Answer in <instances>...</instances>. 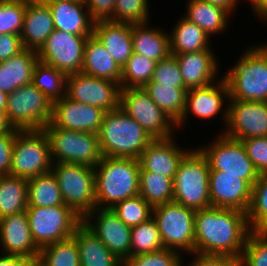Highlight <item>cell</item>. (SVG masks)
<instances>
[{
  "instance_id": "cell-43",
  "label": "cell",
  "mask_w": 267,
  "mask_h": 266,
  "mask_svg": "<svg viewBox=\"0 0 267 266\" xmlns=\"http://www.w3.org/2000/svg\"><path fill=\"white\" fill-rule=\"evenodd\" d=\"M150 2V0H116L113 16L109 20L130 24L150 21L152 17Z\"/></svg>"
},
{
  "instance_id": "cell-47",
  "label": "cell",
  "mask_w": 267,
  "mask_h": 266,
  "mask_svg": "<svg viewBox=\"0 0 267 266\" xmlns=\"http://www.w3.org/2000/svg\"><path fill=\"white\" fill-rule=\"evenodd\" d=\"M150 81L176 88H186L177 60L171 54L156 63Z\"/></svg>"
},
{
  "instance_id": "cell-45",
  "label": "cell",
  "mask_w": 267,
  "mask_h": 266,
  "mask_svg": "<svg viewBox=\"0 0 267 266\" xmlns=\"http://www.w3.org/2000/svg\"><path fill=\"white\" fill-rule=\"evenodd\" d=\"M238 266H267V234L264 231L249 234Z\"/></svg>"
},
{
  "instance_id": "cell-33",
  "label": "cell",
  "mask_w": 267,
  "mask_h": 266,
  "mask_svg": "<svg viewBox=\"0 0 267 266\" xmlns=\"http://www.w3.org/2000/svg\"><path fill=\"white\" fill-rule=\"evenodd\" d=\"M28 206V180L11 175L0 176V219Z\"/></svg>"
},
{
  "instance_id": "cell-58",
  "label": "cell",
  "mask_w": 267,
  "mask_h": 266,
  "mask_svg": "<svg viewBox=\"0 0 267 266\" xmlns=\"http://www.w3.org/2000/svg\"><path fill=\"white\" fill-rule=\"evenodd\" d=\"M23 266H44L39 257L35 259H29Z\"/></svg>"
},
{
  "instance_id": "cell-10",
  "label": "cell",
  "mask_w": 267,
  "mask_h": 266,
  "mask_svg": "<svg viewBox=\"0 0 267 266\" xmlns=\"http://www.w3.org/2000/svg\"><path fill=\"white\" fill-rule=\"evenodd\" d=\"M29 228L36 246L42 247L71 238L82 218L70 207L27 206Z\"/></svg>"
},
{
  "instance_id": "cell-21",
  "label": "cell",
  "mask_w": 267,
  "mask_h": 266,
  "mask_svg": "<svg viewBox=\"0 0 267 266\" xmlns=\"http://www.w3.org/2000/svg\"><path fill=\"white\" fill-rule=\"evenodd\" d=\"M176 138L153 139L138 158L140 171H151L174 180L180 161L191 150L181 147Z\"/></svg>"
},
{
  "instance_id": "cell-44",
  "label": "cell",
  "mask_w": 267,
  "mask_h": 266,
  "mask_svg": "<svg viewBox=\"0 0 267 266\" xmlns=\"http://www.w3.org/2000/svg\"><path fill=\"white\" fill-rule=\"evenodd\" d=\"M27 2L0 0V34L20 35Z\"/></svg>"
},
{
  "instance_id": "cell-26",
  "label": "cell",
  "mask_w": 267,
  "mask_h": 266,
  "mask_svg": "<svg viewBox=\"0 0 267 266\" xmlns=\"http://www.w3.org/2000/svg\"><path fill=\"white\" fill-rule=\"evenodd\" d=\"M54 30L53 16L48 4L41 1L27 2L20 33L24 49L38 52Z\"/></svg>"
},
{
  "instance_id": "cell-57",
  "label": "cell",
  "mask_w": 267,
  "mask_h": 266,
  "mask_svg": "<svg viewBox=\"0 0 267 266\" xmlns=\"http://www.w3.org/2000/svg\"><path fill=\"white\" fill-rule=\"evenodd\" d=\"M7 96H8L7 93L0 91V110L5 111L7 106Z\"/></svg>"
},
{
  "instance_id": "cell-51",
  "label": "cell",
  "mask_w": 267,
  "mask_h": 266,
  "mask_svg": "<svg viewBox=\"0 0 267 266\" xmlns=\"http://www.w3.org/2000/svg\"><path fill=\"white\" fill-rule=\"evenodd\" d=\"M24 50L20 35L0 34V62L10 59Z\"/></svg>"
},
{
  "instance_id": "cell-34",
  "label": "cell",
  "mask_w": 267,
  "mask_h": 266,
  "mask_svg": "<svg viewBox=\"0 0 267 266\" xmlns=\"http://www.w3.org/2000/svg\"><path fill=\"white\" fill-rule=\"evenodd\" d=\"M153 102L177 122L184 111L187 88H176L150 81L144 86Z\"/></svg>"
},
{
  "instance_id": "cell-61",
  "label": "cell",
  "mask_w": 267,
  "mask_h": 266,
  "mask_svg": "<svg viewBox=\"0 0 267 266\" xmlns=\"http://www.w3.org/2000/svg\"><path fill=\"white\" fill-rule=\"evenodd\" d=\"M239 1V3L241 2V4L243 3V1L242 0H238ZM246 1V0H245ZM252 0H248V2L247 3H250Z\"/></svg>"
},
{
  "instance_id": "cell-49",
  "label": "cell",
  "mask_w": 267,
  "mask_h": 266,
  "mask_svg": "<svg viewBox=\"0 0 267 266\" xmlns=\"http://www.w3.org/2000/svg\"><path fill=\"white\" fill-rule=\"evenodd\" d=\"M19 131L11 128L8 132L0 134V176L11 175L13 147Z\"/></svg>"
},
{
  "instance_id": "cell-31",
  "label": "cell",
  "mask_w": 267,
  "mask_h": 266,
  "mask_svg": "<svg viewBox=\"0 0 267 266\" xmlns=\"http://www.w3.org/2000/svg\"><path fill=\"white\" fill-rule=\"evenodd\" d=\"M81 72L120 85L121 68L94 35L86 39Z\"/></svg>"
},
{
  "instance_id": "cell-15",
  "label": "cell",
  "mask_w": 267,
  "mask_h": 266,
  "mask_svg": "<svg viewBox=\"0 0 267 266\" xmlns=\"http://www.w3.org/2000/svg\"><path fill=\"white\" fill-rule=\"evenodd\" d=\"M87 37L89 36L74 35L55 29L37 52L38 58L66 76L81 72Z\"/></svg>"
},
{
  "instance_id": "cell-23",
  "label": "cell",
  "mask_w": 267,
  "mask_h": 266,
  "mask_svg": "<svg viewBox=\"0 0 267 266\" xmlns=\"http://www.w3.org/2000/svg\"><path fill=\"white\" fill-rule=\"evenodd\" d=\"M215 53L200 50L174 55L187 89L204 87L220 79V57Z\"/></svg>"
},
{
  "instance_id": "cell-55",
  "label": "cell",
  "mask_w": 267,
  "mask_h": 266,
  "mask_svg": "<svg viewBox=\"0 0 267 266\" xmlns=\"http://www.w3.org/2000/svg\"><path fill=\"white\" fill-rule=\"evenodd\" d=\"M209 2L212 5H216L222 7L223 9L227 10L231 15L234 13L235 10L238 9L237 5H239L238 0H204Z\"/></svg>"
},
{
  "instance_id": "cell-5",
  "label": "cell",
  "mask_w": 267,
  "mask_h": 266,
  "mask_svg": "<svg viewBox=\"0 0 267 266\" xmlns=\"http://www.w3.org/2000/svg\"><path fill=\"white\" fill-rule=\"evenodd\" d=\"M209 175L206 157L197 147H192L178 165L173 180V201L194 210L209 208Z\"/></svg>"
},
{
  "instance_id": "cell-37",
  "label": "cell",
  "mask_w": 267,
  "mask_h": 266,
  "mask_svg": "<svg viewBox=\"0 0 267 266\" xmlns=\"http://www.w3.org/2000/svg\"><path fill=\"white\" fill-rule=\"evenodd\" d=\"M66 77L57 68L38 60L33 70L32 84L54 102L65 96Z\"/></svg>"
},
{
  "instance_id": "cell-1",
  "label": "cell",
  "mask_w": 267,
  "mask_h": 266,
  "mask_svg": "<svg viewBox=\"0 0 267 266\" xmlns=\"http://www.w3.org/2000/svg\"><path fill=\"white\" fill-rule=\"evenodd\" d=\"M195 253L227 255L239 260L252 232L247 213L229 208L196 210Z\"/></svg>"
},
{
  "instance_id": "cell-30",
  "label": "cell",
  "mask_w": 267,
  "mask_h": 266,
  "mask_svg": "<svg viewBox=\"0 0 267 266\" xmlns=\"http://www.w3.org/2000/svg\"><path fill=\"white\" fill-rule=\"evenodd\" d=\"M150 23L132 24L133 52L158 62L170 55L169 33Z\"/></svg>"
},
{
  "instance_id": "cell-2",
  "label": "cell",
  "mask_w": 267,
  "mask_h": 266,
  "mask_svg": "<svg viewBox=\"0 0 267 266\" xmlns=\"http://www.w3.org/2000/svg\"><path fill=\"white\" fill-rule=\"evenodd\" d=\"M94 171L96 208H113L117 203L139 195L138 159L103 156Z\"/></svg>"
},
{
  "instance_id": "cell-52",
  "label": "cell",
  "mask_w": 267,
  "mask_h": 266,
  "mask_svg": "<svg viewBox=\"0 0 267 266\" xmlns=\"http://www.w3.org/2000/svg\"><path fill=\"white\" fill-rule=\"evenodd\" d=\"M116 0H85L94 21L109 20L113 16Z\"/></svg>"
},
{
  "instance_id": "cell-22",
  "label": "cell",
  "mask_w": 267,
  "mask_h": 266,
  "mask_svg": "<svg viewBox=\"0 0 267 266\" xmlns=\"http://www.w3.org/2000/svg\"><path fill=\"white\" fill-rule=\"evenodd\" d=\"M40 249L34 243L27 217L22 211L0 219V253L35 259Z\"/></svg>"
},
{
  "instance_id": "cell-56",
  "label": "cell",
  "mask_w": 267,
  "mask_h": 266,
  "mask_svg": "<svg viewBox=\"0 0 267 266\" xmlns=\"http://www.w3.org/2000/svg\"><path fill=\"white\" fill-rule=\"evenodd\" d=\"M12 127L9 125L6 116L5 111L0 110V134H4L8 132Z\"/></svg>"
},
{
  "instance_id": "cell-38",
  "label": "cell",
  "mask_w": 267,
  "mask_h": 266,
  "mask_svg": "<svg viewBox=\"0 0 267 266\" xmlns=\"http://www.w3.org/2000/svg\"><path fill=\"white\" fill-rule=\"evenodd\" d=\"M156 61L133 52L121 69L120 88L144 87L150 82Z\"/></svg>"
},
{
  "instance_id": "cell-48",
  "label": "cell",
  "mask_w": 267,
  "mask_h": 266,
  "mask_svg": "<svg viewBox=\"0 0 267 266\" xmlns=\"http://www.w3.org/2000/svg\"><path fill=\"white\" fill-rule=\"evenodd\" d=\"M247 156L259 174L267 172V137H252L241 140Z\"/></svg>"
},
{
  "instance_id": "cell-18",
  "label": "cell",
  "mask_w": 267,
  "mask_h": 266,
  "mask_svg": "<svg viewBox=\"0 0 267 266\" xmlns=\"http://www.w3.org/2000/svg\"><path fill=\"white\" fill-rule=\"evenodd\" d=\"M82 222L123 262L129 258L131 227L124 224L111 208H95Z\"/></svg>"
},
{
  "instance_id": "cell-35",
  "label": "cell",
  "mask_w": 267,
  "mask_h": 266,
  "mask_svg": "<svg viewBox=\"0 0 267 266\" xmlns=\"http://www.w3.org/2000/svg\"><path fill=\"white\" fill-rule=\"evenodd\" d=\"M65 205L53 172L28 179V206L51 207Z\"/></svg>"
},
{
  "instance_id": "cell-53",
  "label": "cell",
  "mask_w": 267,
  "mask_h": 266,
  "mask_svg": "<svg viewBox=\"0 0 267 266\" xmlns=\"http://www.w3.org/2000/svg\"><path fill=\"white\" fill-rule=\"evenodd\" d=\"M249 6H251L250 10L253 12V15L255 14L256 20V16L261 20V23L267 20V0H252Z\"/></svg>"
},
{
  "instance_id": "cell-14",
  "label": "cell",
  "mask_w": 267,
  "mask_h": 266,
  "mask_svg": "<svg viewBox=\"0 0 267 266\" xmlns=\"http://www.w3.org/2000/svg\"><path fill=\"white\" fill-rule=\"evenodd\" d=\"M210 142H206V145H198V149L209 163L210 171L240 175L241 179L247 180L253 186L258 180L259 173L247 156L241 141L228 138L220 133Z\"/></svg>"
},
{
  "instance_id": "cell-59",
  "label": "cell",
  "mask_w": 267,
  "mask_h": 266,
  "mask_svg": "<svg viewBox=\"0 0 267 266\" xmlns=\"http://www.w3.org/2000/svg\"><path fill=\"white\" fill-rule=\"evenodd\" d=\"M21 1L34 2V1H41V0H21Z\"/></svg>"
},
{
  "instance_id": "cell-17",
  "label": "cell",
  "mask_w": 267,
  "mask_h": 266,
  "mask_svg": "<svg viewBox=\"0 0 267 266\" xmlns=\"http://www.w3.org/2000/svg\"><path fill=\"white\" fill-rule=\"evenodd\" d=\"M219 133L237 141L267 137V102L229 100L227 124Z\"/></svg>"
},
{
  "instance_id": "cell-25",
  "label": "cell",
  "mask_w": 267,
  "mask_h": 266,
  "mask_svg": "<svg viewBox=\"0 0 267 266\" xmlns=\"http://www.w3.org/2000/svg\"><path fill=\"white\" fill-rule=\"evenodd\" d=\"M93 35L122 69L133 54L132 24L110 20L95 21Z\"/></svg>"
},
{
  "instance_id": "cell-9",
  "label": "cell",
  "mask_w": 267,
  "mask_h": 266,
  "mask_svg": "<svg viewBox=\"0 0 267 266\" xmlns=\"http://www.w3.org/2000/svg\"><path fill=\"white\" fill-rule=\"evenodd\" d=\"M64 204L82 219L96 208L94 168L75 163H53Z\"/></svg>"
},
{
  "instance_id": "cell-40",
  "label": "cell",
  "mask_w": 267,
  "mask_h": 266,
  "mask_svg": "<svg viewBox=\"0 0 267 266\" xmlns=\"http://www.w3.org/2000/svg\"><path fill=\"white\" fill-rule=\"evenodd\" d=\"M38 257L44 266H80L79 249L72 237L42 247Z\"/></svg>"
},
{
  "instance_id": "cell-12",
  "label": "cell",
  "mask_w": 267,
  "mask_h": 266,
  "mask_svg": "<svg viewBox=\"0 0 267 266\" xmlns=\"http://www.w3.org/2000/svg\"><path fill=\"white\" fill-rule=\"evenodd\" d=\"M119 107L153 139L175 136L176 122L159 108L144 87L121 88Z\"/></svg>"
},
{
  "instance_id": "cell-16",
  "label": "cell",
  "mask_w": 267,
  "mask_h": 266,
  "mask_svg": "<svg viewBox=\"0 0 267 266\" xmlns=\"http://www.w3.org/2000/svg\"><path fill=\"white\" fill-rule=\"evenodd\" d=\"M120 90V85L114 81L82 72L66 77V97L73 101L99 107L105 112L119 107Z\"/></svg>"
},
{
  "instance_id": "cell-62",
  "label": "cell",
  "mask_w": 267,
  "mask_h": 266,
  "mask_svg": "<svg viewBox=\"0 0 267 266\" xmlns=\"http://www.w3.org/2000/svg\"><path fill=\"white\" fill-rule=\"evenodd\" d=\"M264 23H265V24H267V20H265V21H264ZM266 26H267V25H266ZM264 43L267 45V41H266V42H264Z\"/></svg>"
},
{
  "instance_id": "cell-50",
  "label": "cell",
  "mask_w": 267,
  "mask_h": 266,
  "mask_svg": "<svg viewBox=\"0 0 267 266\" xmlns=\"http://www.w3.org/2000/svg\"><path fill=\"white\" fill-rule=\"evenodd\" d=\"M191 255L192 261L186 263V266H238V260L227 255H214V254H200L193 253ZM194 255V256H193ZM184 256L181 266H185Z\"/></svg>"
},
{
  "instance_id": "cell-46",
  "label": "cell",
  "mask_w": 267,
  "mask_h": 266,
  "mask_svg": "<svg viewBox=\"0 0 267 266\" xmlns=\"http://www.w3.org/2000/svg\"><path fill=\"white\" fill-rule=\"evenodd\" d=\"M183 255L172 249L141 254L127 258L123 266H181Z\"/></svg>"
},
{
  "instance_id": "cell-41",
  "label": "cell",
  "mask_w": 267,
  "mask_h": 266,
  "mask_svg": "<svg viewBox=\"0 0 267 266\" xmlns=\"http://www.w3.org/2000/svg\"><path fill=\"white\" fill-rule=\"evenodd\" d=\"M247 219L252 231H264L267 228V172L259 174L253 185Z\"/></svg>"
},
{
  "instance_id": "cell-36",
  "label": "cell",
  "mask_w": 267,
  "mask_h": 266,
  "mask_svg": "<svg viewBox=\"0 0 267 266\" xmlns=\"http://www.w3.org/2000/svg\"><path fill=\"white\" fill-rule=\"evenodd\" d=\"M139 195L152 207L173 202V179L151 171H140Z\"/></svg>"
},
{
  "instance_id": "cell-7",
  "label": "cell",
  "mask_w": 267,
  "mask_h": 266,
  "mask_svg": "<svg viewBox=\"0 0 267 266\" xmlns=\"http://www.w3.org/2000/svg\"><path fill=\"white\" fill-rule=\"evenodd\" d=\"M52 108L53 102L30 83L8 94L5 116L20 131L43 130L51 121Z\"/></svg>"
},
{
  "instance_id": "cell-13",
  "label": "cell",
  "mask_w": 267,
  "mask_h": 266,
  "mask_svg": "<svg viewBox=\"0 0 267 266\" xmlns=\"http://www.w3.org/2000/svg\"><path fill=\"white\" fill-rule=\"evenodd\" d=\"M228 103L229 88L223 76L207 86L188 89L183 114L176 122L177 131L185 130L184 127L189 123V118L193 116L197 120L199 118L200 122L203 119L204 123H206L205 120L211 121V119L213 120L215 117L221 116L220 120H223V128L226 127Z\"/></svg>"
},
{
  "instance_id": "cell-27",
  "label": "cell",
  "mask_w": 267,
  "mask_h": 266,
  "mask_svg": "<svg viewBox=\"0 0 267 266\" xmlns=\"http://www.w3.org/2000/svg\"><path fill=\"white\" fill-rule=\"evenodd\" d=\"M186 1V13L183 16L200 27L210 38L227 32L230 17L233 18L227 10L204 0Z\"/></svg>"
},
{
  "instance_id": "cell-4",
  "label": "cell",
  "mask_w": 267,
  "mask_h": 266,
  "mask_svg": "<svg viewBox=\"0 0 267 266\" xmlns=\"http://www.w3.org/2000/svg\"><path fill=\"white\" fill-rule=\"evenodd\" d=\"M105 157L138 159L153 138L121 107L105 112L98 132Z\"/></svg>"
},
{
  "instance_id": "cell-3",
  "label": "cell",
  "mask_w": 267,
  "mask_h": 266,
  "mask_svg": "<svg viewBox=\"0 0 267 266\" xmlns=\"http://www.w3.org/2000/svg\"><path fill=\"white\" fill-rule=\"evenodd\" d=\"M223 78L229 88V100L267 102V49L251 44Z\"/></svg>"
},
{
  "instance_id": "cell-63",
  "label": "cell",
  "mask_w": 267,
  "mask_h": 266,
  "mask_svg": "<svg viewBox=\"0 0 267 266\" xmlns=\"http://www.w3.org/2000/svg\"><path fill=\"white\" fill-rule=\"evenodd\" d=\"M262 45L267 49V45L265 43H262Z\"/></svg>"
},
{
  "instance_id": "cell-32",
  "label": "cell",
  "mask_w": 267,
  "mask_h": 266,
  "mask_svg": "<svg viewBox=\"0 0 267 266\" xmlns=\"http://www.w3.org/2000/svg\"><path fill=\"white\" fill-rule=\"evenodd\" d=\"M169 32L170 54L177 55L200 50H213L211 38L183 15Z\"/></svg>"
},
{
  "instance_id": "cell-29",
  "label": "cell",
  "mask_w": 267,
  "mask_h": 266,
  "mask_svg": "<svg viewBox=\"0 0 267 266\" xmlns=\"http://www.w3.org/2000/svg\"><path fill=\"white\" fill-rule=\"evenodd\" d=\"M38 60L37 51L24 49L10 59L0 62V91L9 94L32 83L33 70Z\"/></svg>"
},
{
  "instance_id": "cell-11",
  "label": "cell",
  "mask_w": 267,
  "mask_h": 266,
  "mask_svg": "<svg viewBox=\"0 0 267 266\" xmlns=\"http://www.w3.org/2000/svg\"><path fill=\"white\" fill-rule=\"evenodd\" d=\"M52 165L50 142L44 130H25L16 134L11 176L28 180L50 172Z\"/></svg>"
},
{
  "instance_id": "cell-28",
  "label": "cell",
  "mask_w": 267,
  "mask_h": 266,
  "mask_svg": "<svg viewBox=\"0 0 267 266\" xmlns=\"http://www.w3.org/2000/svg\"><path fill=\"white\" fill-rule=\"evenodd\" d=\"M72 238L79 249L80 266H123V261L83 222L76 227Z\"/></svg>"
},
{
  "instance_id": "cell-20",
  "label": "cell",
  "mask_w": 267,
  "mask_h": 266,
  "mask_svg": "<svg viewBox=\"0 0 267 266\" xmlns=\"http://www.w3.org/2000/svg\"><path fill=\"white\" fill-rule=\"evenodd\" d=\"M105 111L64 96L53 102L51 123L66 130L98 134Z\"/></svg>"
},
{
  "instance_id": "cell-6",
  "label": "cell",
  "mask_w": 267,
  "mask_h": 266,
  "mask_svg": "<svg viewBox=\"0 0 267 266\" xmlns=\"http://www.w3.org/2000/svg\"><path fill=\"white\" fill-rule=\"evenodd\" d=\"M53 163H75L94 168L103 158L98 134L66 130L51 122L44 128Z\"/></svg>"
},
{
  "instance_id": "cell-24",
  "label": "cell",
  "mask_w": 267,
  "mask_h": 266,
  "mask_svg": "<svg viewBox=\"0 0 267 266\" xmlns=\"http://www.w3.org/2000/svg\"><path fill=\"white\" fill-rule=\"evenodd\" d=\"M51 10L54 28L74 35H93L94 20L85 0H55L46 2Z\"/></svg>"
},
{
  "instance_id": "cell-39",
  "label": "cell",
  "mask_w": 267,
  "mask_h": 266,
  "mask_svg": "<svg viewBox=\"0 0 267 266\" xmlns=\"http://www.w3.org/2000/svg\"><path fill=\"white\" fill-rule=\"evenodd\" d=\"M164 249L157 223L153 217L131 228L129 257L148 254Z\"/></svg>"
},
{
  "instance_id": "cell-19",
  "label": "cell",
  "mask_w": 267,
  "mask_h": 266,
  "mask_svg": "<svg viewBox=\"0 0 267 266\" xmlns=\"http://www.w3.org/2000/svg\"><path fill=\"white\" fill-rule=\"evenodd\" d=\"M253 186L240 175L210 171V207L229 208L247 213L252 200Z\"/></svg>"
},
{
  "instance_id": "cell-54",
  "label": "cell",
  "mask_w": 267,
  "mask_h": 266,
  "mask_svg": "<svg viewBox=\"0 0 267 266\" xmlns=\"http://www.w3.org/2000/svg\"><path fill=\"white\" fill-rule=\"evenodd\" d=\"M28 260V258L23 256L0 253V266H23Z\"/></svg>"
},
{
  "instance_id": "cell-60",
  "label": "cell",
  "mask_w": 267,
  "mask_h": 266,
  "mask_svg": "<svg viewBox=\"0 0 267 266\" xmlns=\"http://www.w3.org/2000/svg\"><path fill=\"white\" fill-rule=\"evenodd\" d=\"M50 1H55V0H41V2H50Z\"/></svg>"
},
{
  "instance_id": "cell-42",
  "label": "cell",
  "mask_w": 267,
  "mask_h": 266,
  "mask_svg": "<svg viewBox=\"0 0 267 266\" xmlns=\"http://www.w3.org/2000/svg\"><path fill=\"white\" fill-rule=\"evenodd\" d=\"M111 209L124 224L131 228L149 220L153 213V207L140 195L125 199Z\"/></svg>"
},
{
  "instance_id": "cell-8",
  "label": "cell",
  "mask_w": 267,
  "mask_h": 266,
  "mask_svg": "<svg viewBox=\"0 0 267 266\" xmlns=\"http://www.w3.org/2000/svg\"><path fill=\"white\" fill-rule=\"evenodd\" d=\"M196 210L176 202L153 207L152 217L157 223L164 248L184 254L195 253Z\"/></svg>"
}]
</instances>
